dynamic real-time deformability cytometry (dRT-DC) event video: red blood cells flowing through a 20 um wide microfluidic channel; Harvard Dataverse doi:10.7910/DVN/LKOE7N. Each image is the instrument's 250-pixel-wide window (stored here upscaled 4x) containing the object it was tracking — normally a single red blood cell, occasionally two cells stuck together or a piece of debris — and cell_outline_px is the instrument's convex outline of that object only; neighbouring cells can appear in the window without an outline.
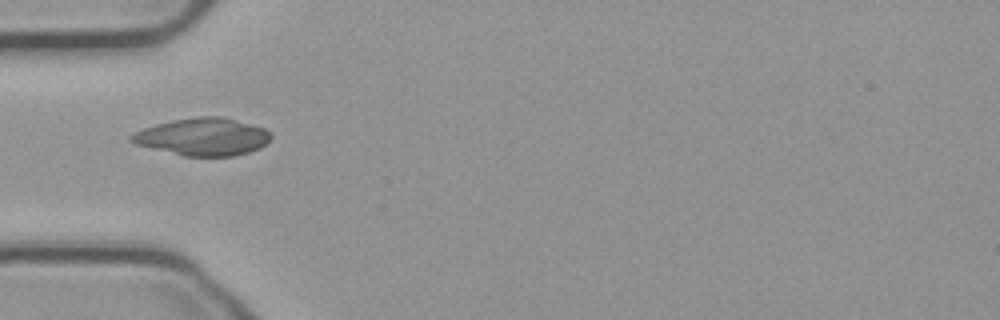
{"species": "common noctule bat (a hibernating species)", "species_latin": "Nyctalus noctula", "temperature_condition": "cold", "stored_images_in_passage": 38, "camera_frame_rate_fps": 3000, "um_per_image_px": 0.085, "animal": {"sex": "male", "body_mass_g": 23.1, "forearm_length_mm": 52.7}, "frame": {"image": 1, "passage_image": 1, "time_ms": 0.0, "image_size_px": [1000, 320], "cell_outline_px": [[272, 136], [260, 148], [248, 152], [232, 156], [184, 156], [136, 144], [128, 140], [128, 136], [144, 128], [156, 124], [172, 120], [196, 116], [224, 116], [264, 128], [272, 132]], "centroid_in_image_um": [17.25, 11.61], "position_along_channel_um": 67.8, "area_um2": 30.46}}
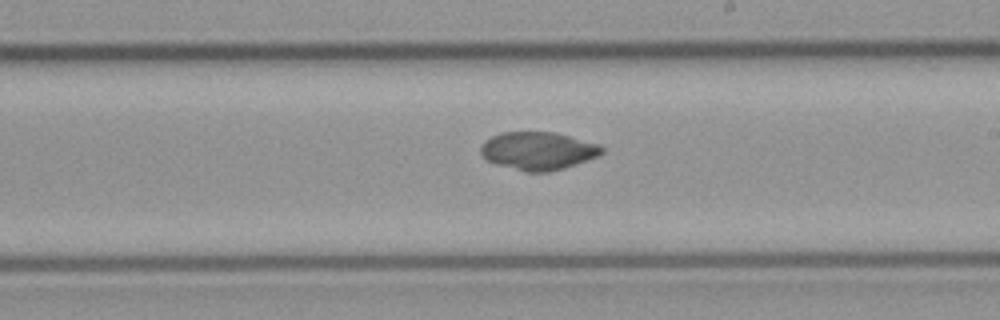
{"frame": {"image": 2, "passage_image": 15, "time_ms": 4.667, "image_size_px": [1000, 320], "cell_outline_px": [[604, 152], [596, 156], [576, 164], [564, 168], [548, 172], [524, 172], [496, 164], [488, 160], [480, 152], [480, 148], [484, 140], [492, 136], [504, 132], [556, 132], [600, 144], [604, 148]], "centroid_in_image_um": [45.74, 12.82], "position_along_channel_um": 243.3, "area_um2": 26.82}}
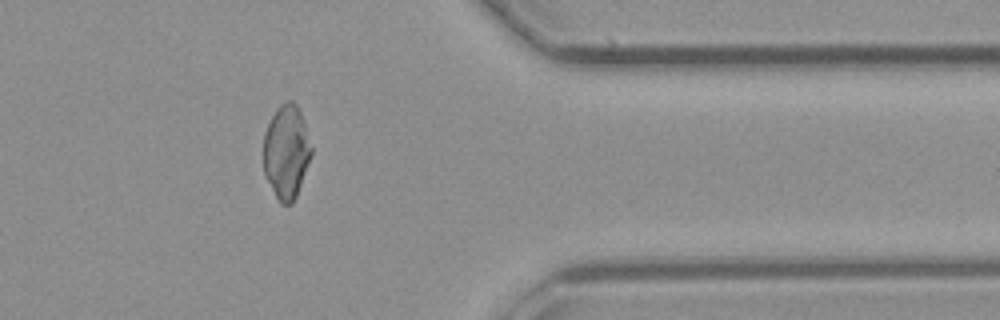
{"frame": {"image": 3, "passage_image": 28, "time_ms": 9.0, "image_size_px": [1000, 320], "cell_outline_px": [[312, 156], [296, 196], [292, 204], [280, 204], [264, 176], [264, 132], [276, 108], [280, 104], [288, 100], [292, 100], [296, 104], [300, 112], [312, 148]], "centroid_in_image_um": [24.33, 12.92], "position_along_channel_um": 387.1, "area_um2": 26.18}, "authors_computed_cell_mechanics": {"area_um2": 27.166, "velocity_mm_per_s": 3.7368, "shape_relaxation_time_tau1_ms": null, "shape_relaxation_time_tau2_ms": 1.7982, "deformation_change_tau1": null, "deformation_change_tau2": 0.0307}}